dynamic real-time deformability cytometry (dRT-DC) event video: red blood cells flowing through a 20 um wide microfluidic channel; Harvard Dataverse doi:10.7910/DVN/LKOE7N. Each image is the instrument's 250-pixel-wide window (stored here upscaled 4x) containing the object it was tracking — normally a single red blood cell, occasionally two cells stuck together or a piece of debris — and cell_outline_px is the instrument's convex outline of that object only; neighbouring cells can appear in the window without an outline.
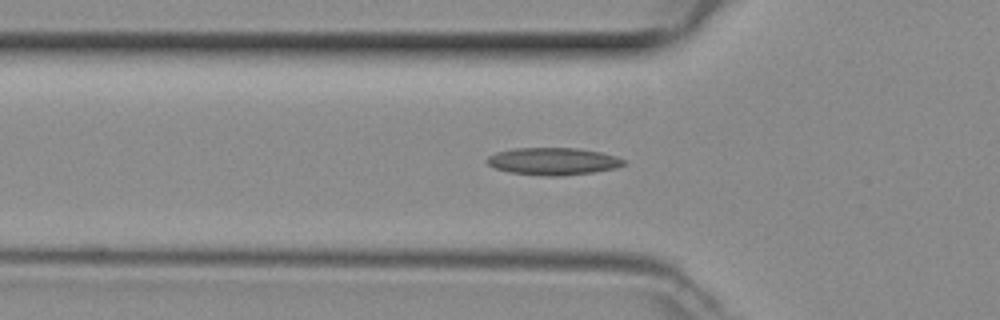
{"species": "common noctule bat (a hibernating species)", "species_latin": "Nyctalus noctula", "temperature_condition": "room temperature", "stored_images_in_passage": 43, "camera_frame_rate_fps": 3000, "um_per_image_px": 0.085, "animal": {"sex": "female", "body_mass_g": 29.2, "forearm_length_mm": 56.3}, "frame": {"image": 1, "passage_image": 9, "time_ms": 2.667, "image_size_px": [1000, 320], "cell_outline_px": [[628, 164], [616, 168], [592, 172], [560, 176], [544, 176], [508, 172], [496, 168], [488, 164], [484, 160], [488, 156], [496, 152], [516, 148], [576, 148], [600, 152], [616, 156], [624, 160]], "centroid_in_image_um": [47.01, 13.71], "position_along_channel_um": 78.8, "area_um2": 21.79}}
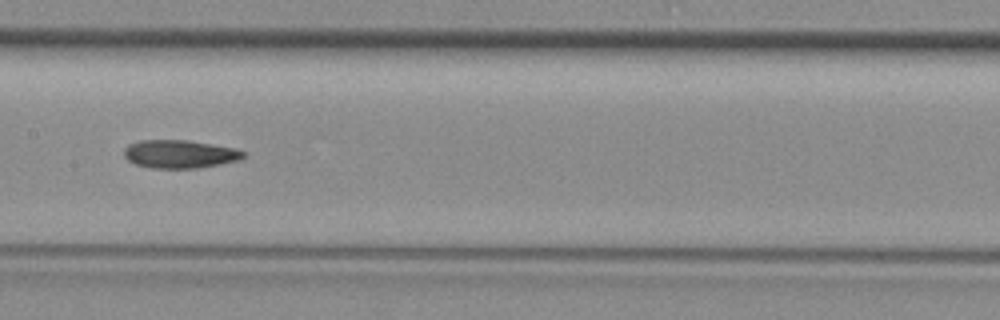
{"frame": {"image": 2, "passage_image": 17, "time_ms": 5.333, "image_size_px": [1000, 320], "cell_outline_px": [[248, 156], [240, 160], [220, 164], [196, 168], [152, 168], [136, 164], [128, 160], [124, 156], [124, 148], [128, 144], [140, 140], [188, 140], [236, 148], [244, 152]], "centroid_in_image_um": [15.3, 13.09], "position_along_channel_um": 192.1, "area_um2": 19.71}}
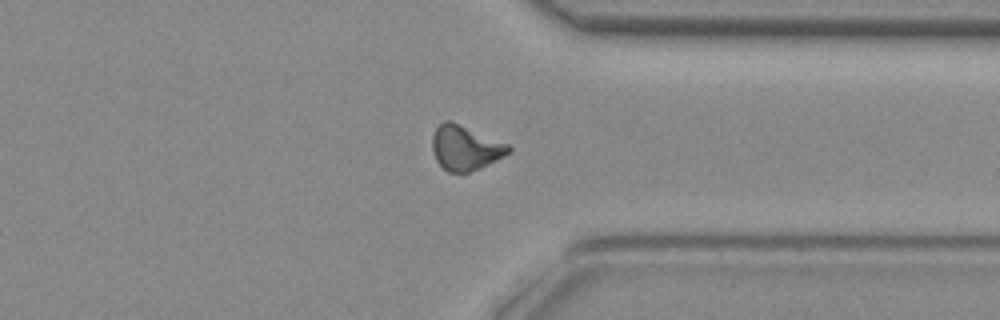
{"frame": {"image": 3, "passage_image": 30, "time_ms": 9.667, "image_size_px": [1000, 320], "cell_outline_px": [[512, 152], [480, 168], [468, 172], [448, 172], [436, 160], [432, 152], [432, 136], [436, 128], [444, 120], [452, 120], [508, 144], [512, 148]], "centroid_in_image_um": [39.55, 12.55], "position_along_channel_um": 371.9, "area_um2": 19.94}}